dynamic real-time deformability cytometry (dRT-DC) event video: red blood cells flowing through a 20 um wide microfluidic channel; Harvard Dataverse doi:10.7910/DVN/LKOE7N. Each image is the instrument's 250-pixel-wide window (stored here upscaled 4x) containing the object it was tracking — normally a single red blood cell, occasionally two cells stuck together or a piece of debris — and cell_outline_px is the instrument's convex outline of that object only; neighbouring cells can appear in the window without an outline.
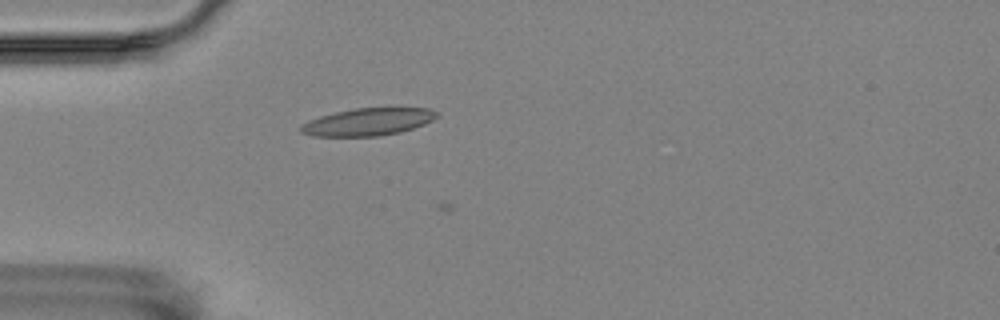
{"species": "Egyptian fruit bat (a non-hibernating species)", "species_latin": "Rousettus aegyptiacus", "temperature_condition": "room temperature", "stored_images_in_passage": 10, "camera_frame_rate_fps": 3000, "um_per_image_px": 0.085, "animal": {"sex": "female"}, "frame": {"image": 1, "passage_image": 9, "time_ms": 2.667, "image_size_px": [1000, 320], "cell_outline_px": [[440, 116], [424, 124], [400, 132], [380, 136], [312, 136], [300, 132], [300, 124], [308, 120], [320, 116], [352, 108], [428, 108], [436, 112]], "centroid_in_image_um": [31.24, 10.36], "position_along_channel_um": 53.8, "area_um2": 21.73}}